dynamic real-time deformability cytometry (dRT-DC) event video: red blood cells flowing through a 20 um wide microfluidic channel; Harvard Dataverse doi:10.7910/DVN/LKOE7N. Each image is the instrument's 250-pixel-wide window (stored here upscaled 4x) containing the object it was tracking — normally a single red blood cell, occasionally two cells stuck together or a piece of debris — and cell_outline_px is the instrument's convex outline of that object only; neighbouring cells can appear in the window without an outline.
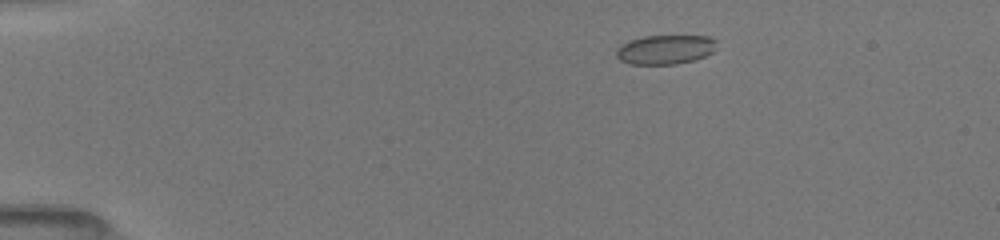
{"species": "common noctule bat (a hibernating species)", "species_latin": "Nyctalus noctula", "temperature_condition": "room temperature", "stored_images_in_passage": 8, "camera_frame_rate_fps": 3000, "um_per_image_px": 0.085, "animal": {"sex": "female", "body_mass_g": 19.5, "forearm_length_mm": 54.1}, "frame": {"image": 1, "passage_image": 3, "time_ms": 1.333, "image_size_px": [1000, 240], "cell_outline_px": [[716, 48], [712, 52], [696, 60], [676, 64], [628, 64], [620, 60], [616, 56], [616, 52], [628, 40], [644, 36], [708, 36], [716, 40]], "centroid_in_image_um": [56.57, 4.21], "position_along_channel_um": 28.4, "area_um2": 17.11}}
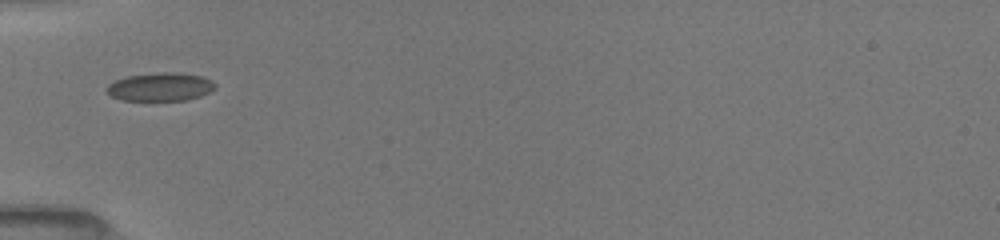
{"frame": {"image": 2, "passage_image": 7, "time_ms": 4.333, "image_size_px": [1000, 240], "cell_outline_px": [[216, 88], [200, 96], [188, 100], [120, 100], [104, 92], [104, 88], [108, 84], [116, 80], [128, 76], [156, 72], [180, 72], [204, 76], [212, 80], [216, 84]], "centroid_in_image_um": [13.63, 7.37], "position_along_channel_um": 71.4, "area_um2": 18.21}}